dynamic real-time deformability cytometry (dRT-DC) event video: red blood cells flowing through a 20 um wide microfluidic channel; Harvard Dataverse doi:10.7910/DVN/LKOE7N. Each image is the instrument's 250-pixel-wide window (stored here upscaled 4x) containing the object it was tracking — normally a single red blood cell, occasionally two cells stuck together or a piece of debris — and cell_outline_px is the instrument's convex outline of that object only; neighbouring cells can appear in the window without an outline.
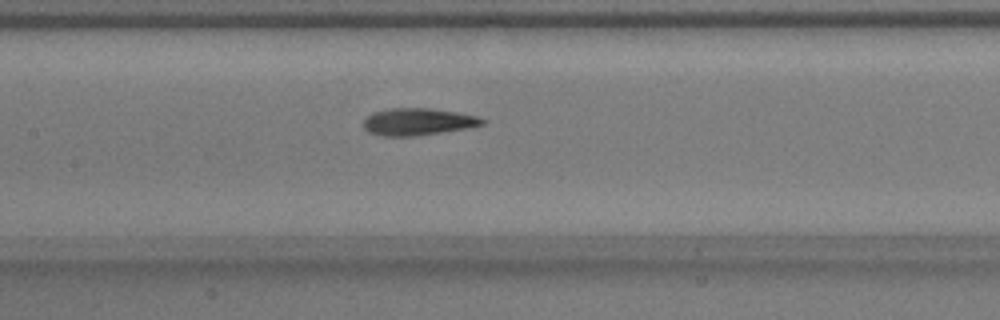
{"species": "common noctule bat (a hibernating species)", "species_latin": "Nyctalus noctula", "temperature_condition": "warm", "stored_images_in_passage": 53, "camera_frame_rate_fps": 3000, "um_per_image_px": 0.085, "animal": {"sex": "male", "body_mass_g": 17.9}, "frame": {"image": 1, "passage_image": 25, "time_ms": 8.0, "image_size_px": [1000, 320], "cell_outline_px": [[484, 124], [464, 128], [416, 136], [380, 136], [368, 132], [364, 128], [364, 116], [372, 112], [388, 108], [428, 108], [456, 112], [476, 116], [484, 120]], "centroid_in_image_um": [35.42, 10.34], "position_along_channel_um": 172.0, "area_um2": 18.67}}
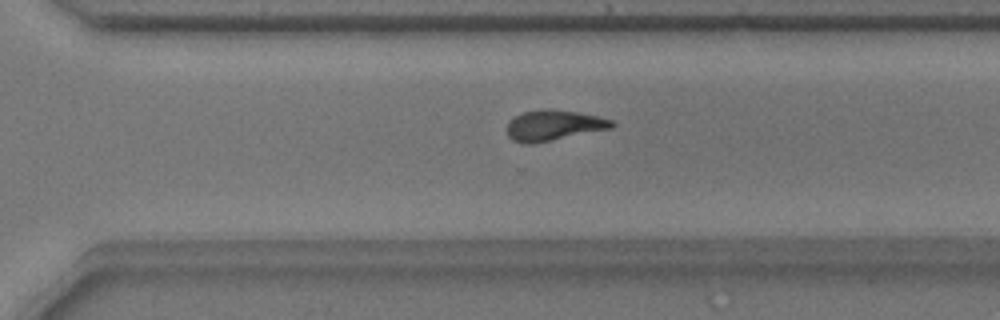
{"frame": {"image": 2, "passage_image": 37, "time_ms": 12.0, "image_size_px": [1000, 320], "cell_outline_px": [[616, 124], [612, 128], [532, 144], [528, 144], [512, 140], [508, 136], [508, 124], [516, 116], [524, 112], [540, 108], [548, 108], [576, 112], [596, 116], [612, 120]], "centroid_in_image_um": [47.07, 10.65], "position_along_channel_um": 323.5, "area_um2": 18.44}}
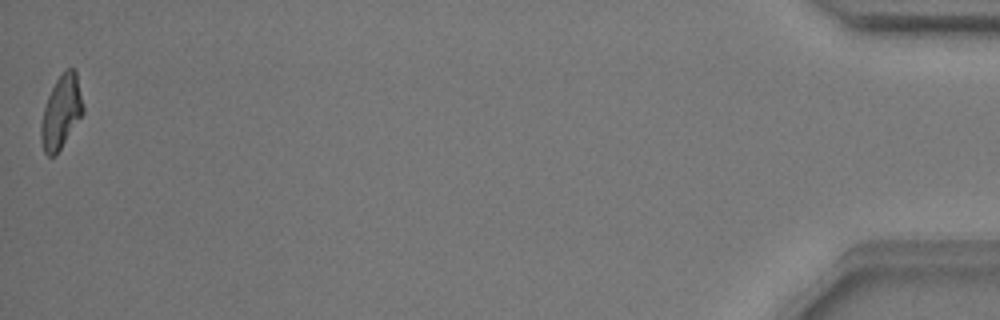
{"frame": {"image": 3, "passage_image": 53, "time_ms": 17.333, "image_size_px": [1000, 320], "cell_outline_px": [[84, 112], [56, 156], [48, 156], [44, 152], [40, 140], [40, 124], [44, 108], [48, 96], [56, 80], [68, 68], [76, 68], [84, 108]], "centroid_in_image_um": [5.2, 9.54], "position_along_channel_um": 430.0, "area_um2": 17.98}, "authors_computed_cell_mechanics": {"area_um2": 18.5538, "velocity_mm_per_s": 3.7996, "shape_relaxation_time_tau1_ms": 4.4683, "shape_relaxation_time_tau2_ms": 2.6175, "deformation_change_tau1": 0.1766, "deformation_change_tau2": 0.1168}}